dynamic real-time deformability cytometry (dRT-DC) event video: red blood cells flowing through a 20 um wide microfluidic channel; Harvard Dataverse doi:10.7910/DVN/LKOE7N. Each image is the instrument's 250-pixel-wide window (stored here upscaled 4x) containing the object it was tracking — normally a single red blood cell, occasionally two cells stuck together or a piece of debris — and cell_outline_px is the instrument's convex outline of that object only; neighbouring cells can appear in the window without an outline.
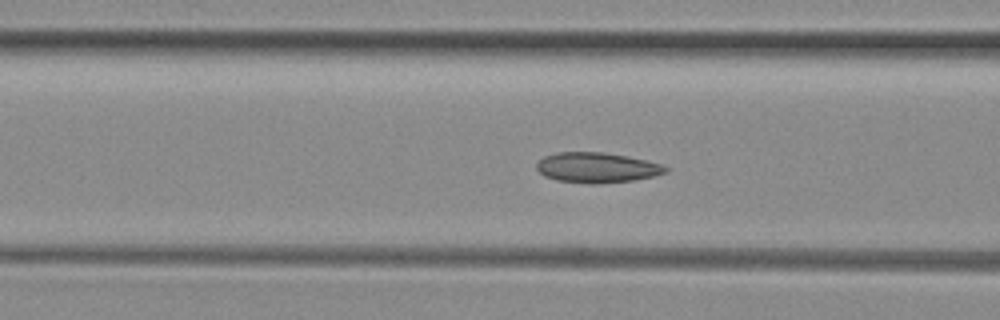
{"species": "common noctule bat (a hibernating species)", "species_latin": "Nyctalus noctula", "temperature_condition": "room temperature", "stored_images_in_passage": 51, "camera_frame_rate_fps": 3000, "um_per_image_px": 0.085, "animal": {"sex": "female", "body_mass_g": 29.2, "forearm_length_mm": 56.3}, "frame": {"image": 1, "passage_image": 19, "time_ms": 6.0, "image_size_px": [1000, 320], "cell_outline_px": [[668, 172], [652, 176], [632, 180], [596, 184], [588, 184], [556, 180], [544, 176], [536, 168], [536, 164], [544, 156], [556, 152], [604, 152], [628, 156], [648, 160], [664, 164], [668, 168]], "centroid_in_image_um": [50.74, 14.24], "position_along_channel_um": 115.9, "area_um2": 22.89}}
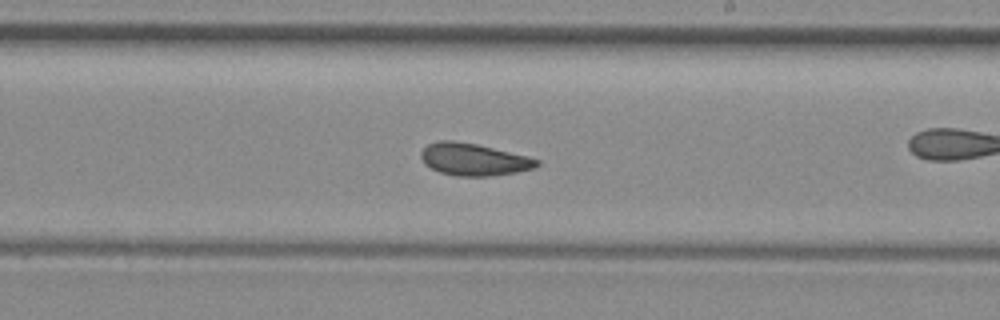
{"frame": {"image": 2, "passage_image": 29, "time_ms": 9.333, "image_size_px": [1000, 320], "cell_outline_px": [[540, 164], [536, 168], [516, 172], [488, 176], [456, 176], [440, 172], [424, 164], [420, 156], [420, 152], [428, 144], [440, 140], [452, 140], [476, 144], [528, 156], [540, 160]], "centroid_in_image_um": [40.27, 13.55], "position_along_channel_um": 248.7, "area_um2": 21.73}}
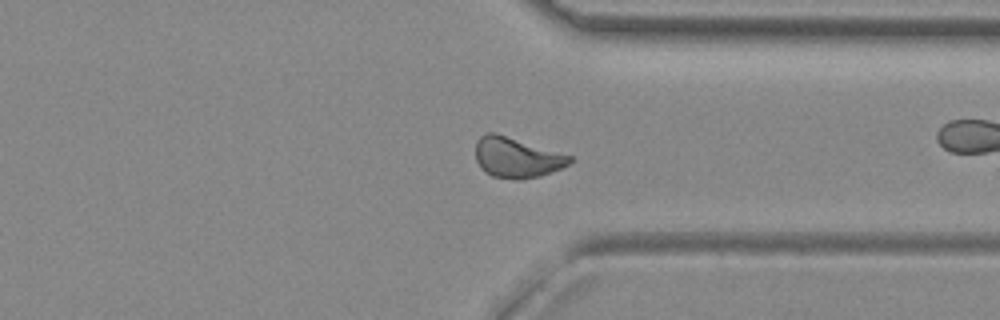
{"frame": {"image": 3, "passage_image": 38, "time_ms": 12.333, "image_size_px": [1000, 320], "cell_outline_px": [[572, 160], [568, 164], [552, 172], [540, 176], [520, 180], [516, 180], [492, 176], [484, 172], [480, 168], [476, 160], [476, 140], [480, 136], [488, 132], [496, 132], [572, 156]], "centroid_in_image_um": [43.88, 13.39], "position_along_channel_um": 367.5, "area_um2": 22.25}, "authors_computed_cell_mechanics": {"area_um2": 22.1952, "velocity_mm_per_s": 3.9969, "shape_relaxation_time_tau1_ms": null, "shape_relaxation_time_tau2_ms": 2.4974, "deformation_change_tau1": null, "deformation_change_tau2": 0.0749}}